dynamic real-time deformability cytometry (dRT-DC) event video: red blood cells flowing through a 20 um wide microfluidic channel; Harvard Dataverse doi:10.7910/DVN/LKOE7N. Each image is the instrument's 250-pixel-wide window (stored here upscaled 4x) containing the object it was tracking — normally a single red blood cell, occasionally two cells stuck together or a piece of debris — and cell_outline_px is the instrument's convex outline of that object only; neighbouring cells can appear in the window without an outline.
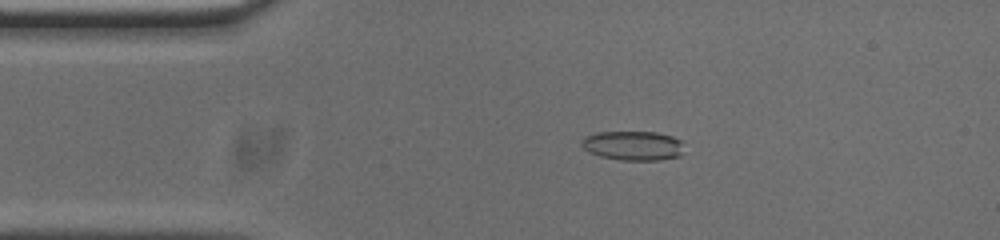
{"species": "common noctule bat (a hibernating species)", "species_latin": "Nyctalus noctula", "temperature_condition": "cold", "stored_images_in_passage": 53, "camera_frame_rate_fps": 3000, "um_per_image_px": 0.085, "animal": {"sex": "male", "body_mass_g": 20.0, "forearm_length_mm": 53.3}, "frame": {"image": 1, "passage_image": 10, "time_ms": 3.0, "image_size_px": [1000, 240], "cell_outline_px": [[680, 156], [660, 160], [620, 160], [600, 156], [588, 152], [580, 144], [580, 140], [584, 136], [596, 132], [656, 132], [672, 136], [680, 140]], "centroid_in_image_um": [53.73, 12.37], "position_along_channel_um": 31.3, "area_um2": 17.51}}
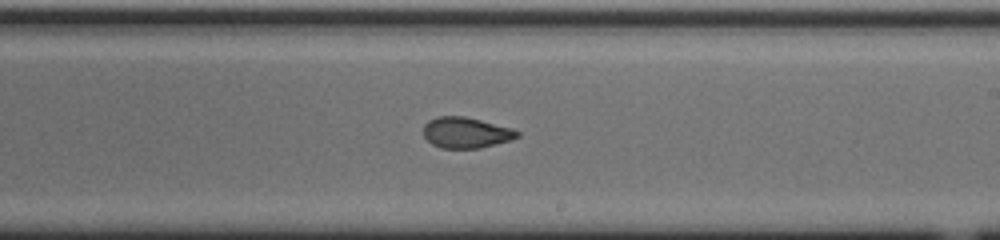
{"frame": {"image": 2, "passage_image": 30, "time_ms": 9.667, "image_size_px": [1000, 240], "cell_outline_px": [[520, 136], [512, 140], [480, 148], [440, 148], [432, 144], [424, 136], [424, 124], [428, 120], [436, 116], [464, 116], [512, 128], [520, 132]], "centroid_in_image_um": [39.61, 11.27], "position_along_channel_um": 249.4, "area_um2": 16.94}}
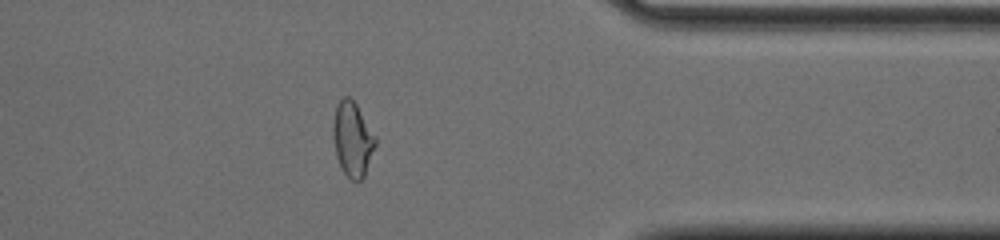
{"frame": {"image": 3, "passage_image": 42, "time_ms": 13.667, "image_size_px": [1000, 240], "cell_outline_px": [[376, 144], [364, 176], [360, 180], [352, 180], [344, 172], [336, 156], [332, 136], [332, 124], [336, 104], [344, 96], [348, 96], [356, 104], [376, 136]], "centroid_in_image_um": [29.95, 11.8], "position_along_channel_um": 381.5, "area_um2": 18.32}, "authors_computed_cell_mechanics": {"area_um2": 17.629, "velocity_mm_per_s": 3.7742, "shape_relaxation_time_tau1_ms": null, "shape_relaxation_time_tau2_ms": 1.5426, "deformation_change_tau1": null, "deformation_change_tau2": 0.0681}}